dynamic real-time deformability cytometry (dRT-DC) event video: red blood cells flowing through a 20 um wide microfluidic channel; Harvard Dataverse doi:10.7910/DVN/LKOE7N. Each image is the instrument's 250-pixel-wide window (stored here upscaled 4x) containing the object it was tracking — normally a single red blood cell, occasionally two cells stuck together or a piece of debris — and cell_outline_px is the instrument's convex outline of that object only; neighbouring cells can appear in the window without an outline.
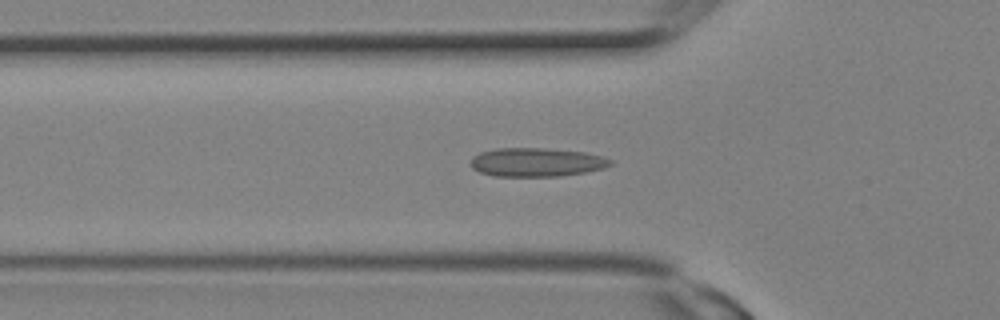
{"species": "Egyptian fruit bat (a non-hibernating species)", "species_latin": "Rousettus aegyptiacus", "temperature_condition": "room temperature", "stored_images_in_passage": 4, "camera_frame_rate_fps": 3000, "um_per_image_px": 0.085, "animal": {"sex": "female"}, "frame": {"image": 1, "passage_image": 4, "time_ms": 1.0, "image_size_px": [1000, 320], "cell_outline_px": [[612, 164], [604, 168], [584, 172], [560, 176], [492, 176], [480, 172], [472, 168], [472, 156], [480, 152], [496, 148], [548, 148], [584, 152], [604, 156], [612, 160]], "centroid_in_image_um": [45.61, 13.78], "position_along_channel_um": 80.2, "area_um2": 23.47}}